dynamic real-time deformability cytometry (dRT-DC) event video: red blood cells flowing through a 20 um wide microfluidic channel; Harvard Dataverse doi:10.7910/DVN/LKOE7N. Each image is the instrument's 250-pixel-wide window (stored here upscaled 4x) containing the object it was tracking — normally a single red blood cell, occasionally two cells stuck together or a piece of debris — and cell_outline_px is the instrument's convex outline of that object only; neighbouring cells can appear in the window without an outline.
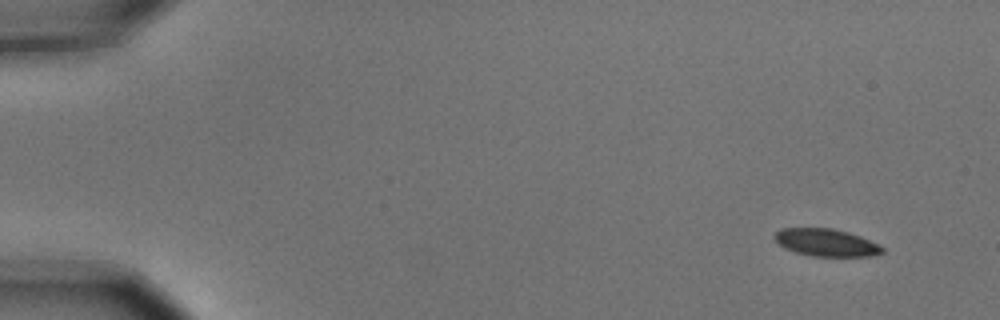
{"species": "common noctule bat (a hibernating species)", "species_latin": "Nyctalus noctula", "temperature_condition": "cold", "stored_images_in_passage": 6, "camera_frame_rate_fps": 3000, "um_per_image_px": 0.085, "animal": {"sex": "male", "body_mass_g": 15.6}, "frame": {"image": 1, "passage_image": 1, "time_ms": 0.0, "image_size_px": [1000, 320], "cell_outline_px": [[884, 252], [872, 256], [812, 256], [796, 252], [784, 248], [772, 236], [780, 228], [832, 228], [848, 232], [860, 236], [880, 244], [884, 248]], "centroid_in_image_um": [70.24, 20.61], "position_along_channel_um": 14.8, "area_um2": 17.28}}
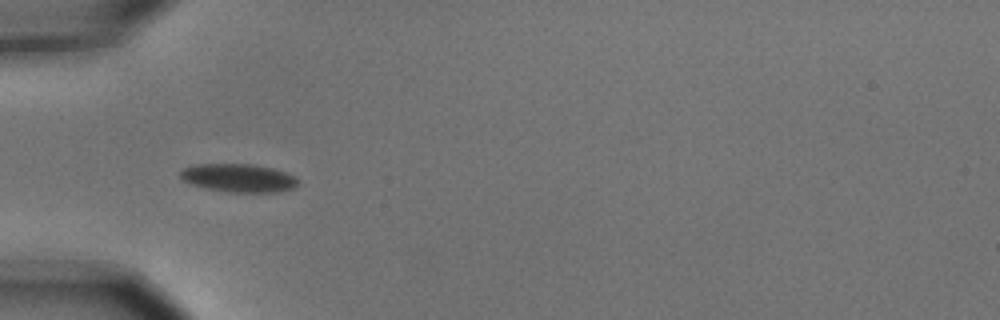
{"frame": {"image": 2, "passage_image": 5, "time_ms": 1.333, "image_size_px": [1000, 320], "cell_outline_px": [[296, 184], [292, 188], [276, 192], [232, 192], [208, 188], [192, 184], [184, 180], [180, 176], [180, 172], [184, 168], [196, 164], [252, 164], [272, 168], [296, 176]], "centroid_in_image_um": [20.27, 15.11], "position_along_channel_um": 64.7, "area_um2": 19.02}}
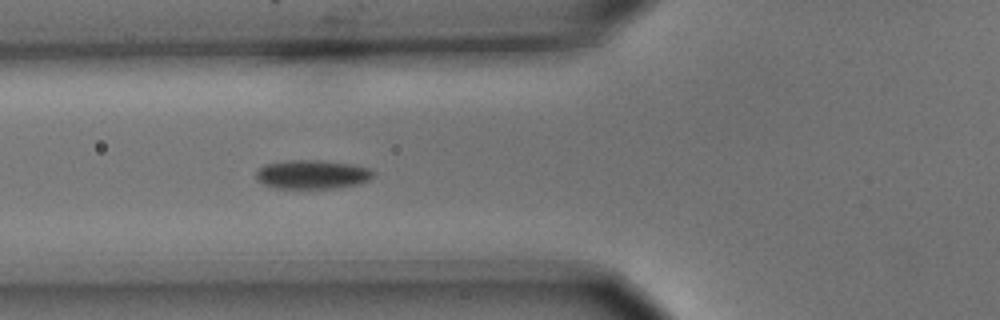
{"frame": {"image": 3, "passage_image": 6, "time_ms": 1.667, "image_size_px": [1000, 320], "cell_outline_px": [[376, 176], [368, 180], [356, 184], [336, 188], [276, 188], [264, 184], [256, 180], [256, 172], [264, 164], [288, 160], [320, 160], [352, 164], [368, 168]], "centroid_in_image_um": [26.52, 14.82], "position_along_channel_um": 99.3, "area_um2": 19.71}}